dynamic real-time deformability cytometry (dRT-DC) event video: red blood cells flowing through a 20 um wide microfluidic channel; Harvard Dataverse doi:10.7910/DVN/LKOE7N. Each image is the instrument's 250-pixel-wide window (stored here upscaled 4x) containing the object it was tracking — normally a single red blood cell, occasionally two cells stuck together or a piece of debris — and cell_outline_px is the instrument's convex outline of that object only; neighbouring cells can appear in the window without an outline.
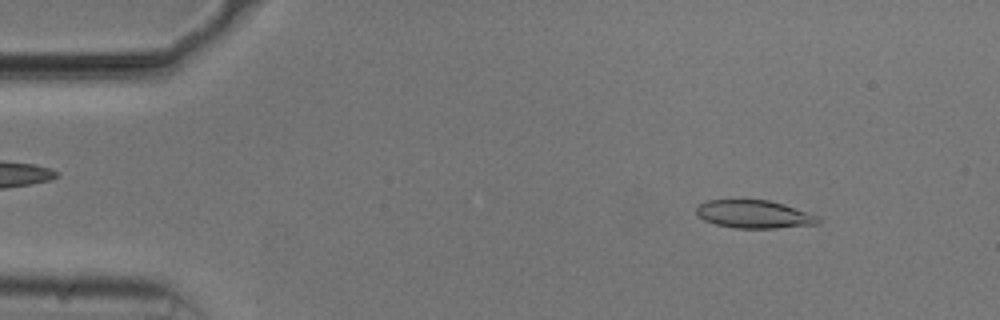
{"species": "common noctule bat (a hibernating species)", "species_latin": "Nyctalus noctula", "temperature_condition": "cold", "stored_images_in_passage": 11, "camera_frame_rate_fps": 3000, "um_per_image_px": 0.085, "animal": {"sex": "male", "body_mass_g": 20.5, "forearm_length_mm": 52.5}, "frame": {"image": 1, "passage_image": 6, "time_ms": 1.667, "image_size_px": [1000, 320], "cell_outline_px": [[820, 224], [776, 228], [736, 228], [716, 224], [704, 220], [696, 212], [696, 208], [700, 204], [708, 200], [768, 200], [784, 204], [820, 216]], "centroid_in_image_um": [64.15, 18.21], "position_along_channel_um": 20.9, "area_um2": 19.83}}